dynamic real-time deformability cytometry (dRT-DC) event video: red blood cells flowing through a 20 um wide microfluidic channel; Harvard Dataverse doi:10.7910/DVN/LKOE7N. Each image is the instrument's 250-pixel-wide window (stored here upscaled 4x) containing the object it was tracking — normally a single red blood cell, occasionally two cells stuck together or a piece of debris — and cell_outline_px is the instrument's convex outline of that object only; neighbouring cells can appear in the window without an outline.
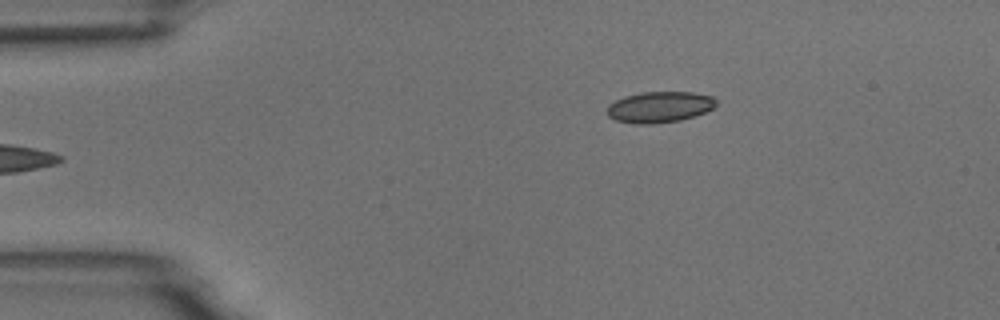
{"species": "common noctule bat (a hibernating species)", "species_latin": "Nyctalus noctula", "temperature_condition": "room temperature", "stored_images_in_passage": 6, "camera_frame_rate_fps": 3000, "um_per_image_px": 0.085, "animal": {"sex": "male", "body_mass_g": 18.8}, "frame": {"image": 1, "passage_image": 6, "time_ms": 5.667, "image_size_px": [1000, 320], "cell_outline_px": [[716, 104], [712, 108], [696, 116], [680, 120], [652, 124], [636, 124], [616, 120], [608, 116], [608, 104], [624, 96], [640, 92], [692, 92], [712, 96], [716, 100]], "centroid_in_image_um": [56.05, 9.09], "position_along_channel_um": 28.9, "area_um2": 19.71}}